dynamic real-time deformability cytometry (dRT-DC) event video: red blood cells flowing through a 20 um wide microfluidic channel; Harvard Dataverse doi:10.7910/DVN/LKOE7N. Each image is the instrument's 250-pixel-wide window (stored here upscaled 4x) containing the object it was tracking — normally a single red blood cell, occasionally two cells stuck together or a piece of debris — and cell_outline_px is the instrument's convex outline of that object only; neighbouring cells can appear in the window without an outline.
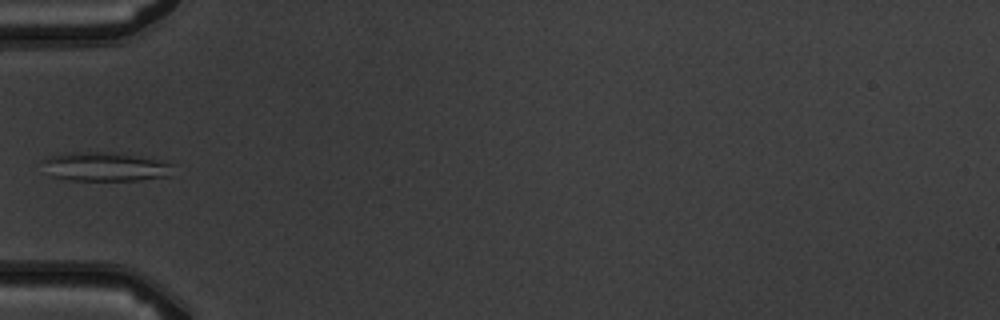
{"species": "common noctule bat (a hibernating species)", "species_latin": "Nyctalus noctula", "temperature_condition": "warm", "stored_images_in_passage": 6, "camera_frame_rate_fps": 3000, "um_per_image_px": 0.085, "animal": {"sex": "male", "body_mass_g": 19.5, "forearm_length_mm": 54.6}, "frame": {"image": 1, "passage_image": 5, "time_ms": 4.667, "image_size_px": [1000, 320], "cell_outline_px": [[176, 164], [172, 176], [140, 180], [72, 180], [52, 176], [40, 160], [48, 156], [68, 152], [100, 152], [152, 156]], "centroid_in_image_um": [9.08, 14.15], "position_along_channel_um": 75.9, "area_um2": 22.66}}